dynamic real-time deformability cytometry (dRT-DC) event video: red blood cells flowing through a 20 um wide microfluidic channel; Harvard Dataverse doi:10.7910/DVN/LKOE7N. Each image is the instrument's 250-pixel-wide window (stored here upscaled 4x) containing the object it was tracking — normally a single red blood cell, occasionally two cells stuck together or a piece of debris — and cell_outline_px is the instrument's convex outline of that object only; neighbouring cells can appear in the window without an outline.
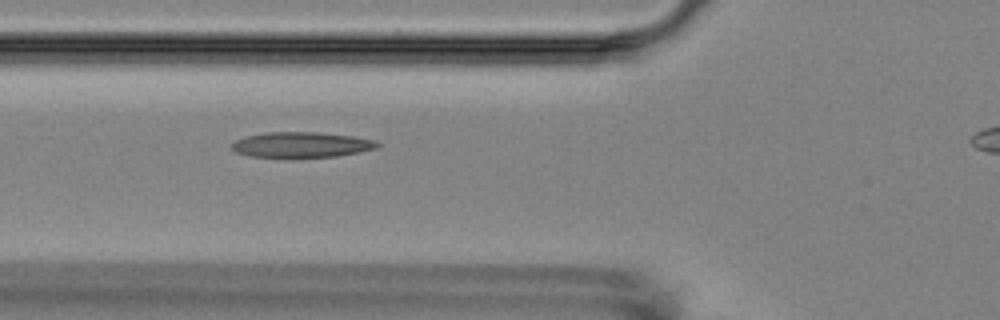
{"species": "Egyptian fruit bat (a non-hibernating species)", "species_latin": "Rousettus aegyptiacus", "temperature_condition": "room temperature", "stored_images_in_passage": 3, "segment_of_instrument_passage": [1, 2], "camera_frame_rate_fps": 3000, "um_per_image_px": 0.085, "animal": {"sex": "female"}, "frame": {"image": 1, "passage_image": 2, "time_ms": 1.0, "image_size_px": [1000, 320], "cell_outline_px": [[380, 144], [376, 148], [360, 152], [336, 156], [292, 160], [288, 160], [248, 156], [236, 152], [228, 144], [244, 136], [264, 132], [320, 132], [352, 136], [376, 140]], "centroid_in_image_um": [25.55, 12.34], "position_along_channel_um": 100.3, "area_um2": 22.72}}